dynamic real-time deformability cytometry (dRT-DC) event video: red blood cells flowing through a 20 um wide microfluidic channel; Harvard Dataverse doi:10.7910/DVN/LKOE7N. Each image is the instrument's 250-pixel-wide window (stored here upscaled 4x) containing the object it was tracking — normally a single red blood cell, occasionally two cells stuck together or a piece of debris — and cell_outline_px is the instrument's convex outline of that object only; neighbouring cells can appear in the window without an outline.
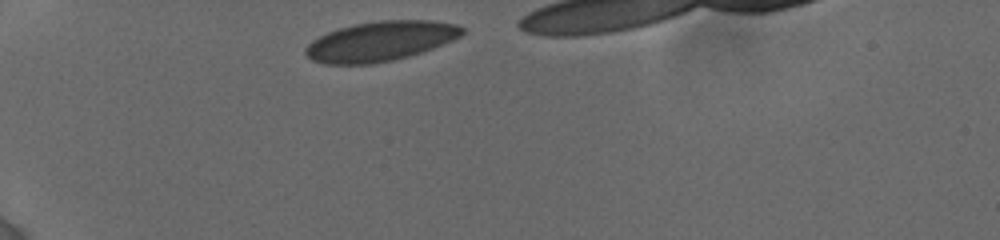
{"species": "human", "species_latin": "Homo sapiens", "temperature_condition": "cold", "stored_images_in_passage": 5, "segment_of_instrument_passage": [1, 2], "camera_frame_rate_fps": 3000, "um_per_image_px": 0.085, "donor": {"sex": "female"}, "frame": {"image": 1, "passage_image": 1, "time_ms": 0.0, "image_size_px": [1000, 240], "cell_outline_px": [[464, 32], [460, 36], [452, 40], [432, 48], [408, 56], [392, 60], [372, 64], [324, 64], [312, 60], [304, 52], [304, 48], [312, 40], [328, 32], [352, 24], [380, 20], [432, 20], [456, 24], [464, 28]], "centroid_in_image_um": [32.31, 3.5], "position_along_channel_um": 52.7, "area_um2": 36.18}}
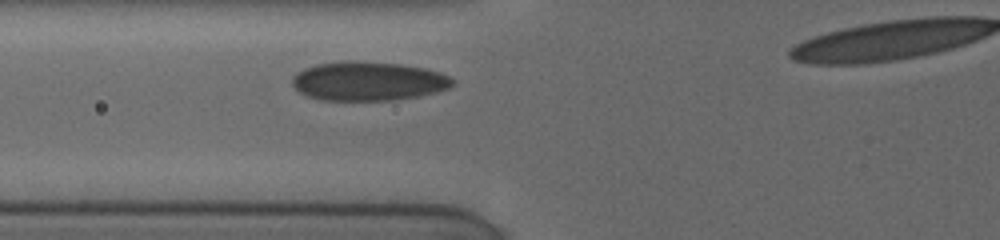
{"frame": {"image": 2, "passage_image": 4, "time_ms": 2.0, "image_size_px": [1000, 240], "cell_outline_px": [[456, 80], [448, 88], [436, 92], [416, 96], [392, 100], [324, 100], [308, 96], [300, 92], [292, 84], [292, 76], [304, 68], [316, 64], [348, 60], [352, 60], [400, 64], [424, 68], [440, 72]], "centroid_in_image_um": [31.29, 6.89], "position_along_channel_um": 94.5, "area_um2": 36.36}}